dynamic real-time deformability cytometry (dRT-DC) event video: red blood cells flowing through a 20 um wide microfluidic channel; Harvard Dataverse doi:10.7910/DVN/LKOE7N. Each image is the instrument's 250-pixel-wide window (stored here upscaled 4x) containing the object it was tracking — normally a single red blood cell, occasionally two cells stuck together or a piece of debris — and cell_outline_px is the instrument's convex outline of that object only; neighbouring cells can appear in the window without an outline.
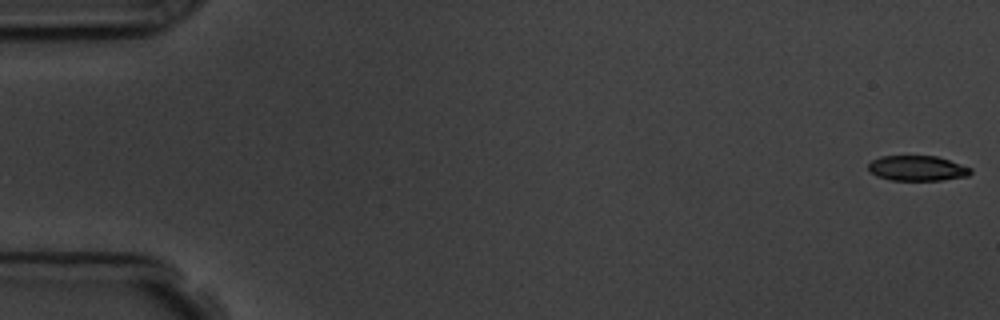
{"species": "common noctule bat (a hibernating species)", "species_latin": "Nyctalus noctula", "temperature_condition": "room temperature", "stored_images_in_passage": 57, "camera_frame_rate_fps": 3000, "um_per_image_px": 0.085, "animal": {"sex": "male", "body_mass_g": 19.5, "forearm_length_mm": 54.6}, "frame": {"image": 1, "passage_image": 1, "time_ms": 0.0, "image_size_px": [1000, 320], "cell_outline_px": [[972, 172], [968, 176], [940, 180], [892, 180], [876, 176], [868, 168], [868, 164], [872, 160], [880, 156], [936, 156], [972, 168]], "centroid_in_image_um": [77.96, 14.3], "position_along_channel_um": 7.0, "area_um2": 14.91}}
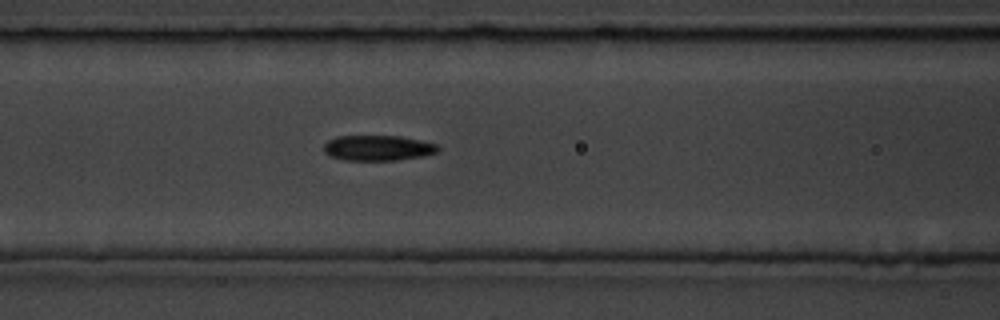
{"frame": {"image": 2, "passage_image": 24, "time_ms": 7.667, "image_size_px": [1000, 320], "cell_outline_px": [[440, 148], [436, 152], [424, 156], [396, 160], [344, 160], [332, 156], [324, 152], [324, 144], [328, 140], [336, 136], [400, 136], [420, 140], [436, 144]], "centroid_in_image_um": [32.12, 12.57], "position_along_channel_um": 134.5, "area_um2": 16.82}}
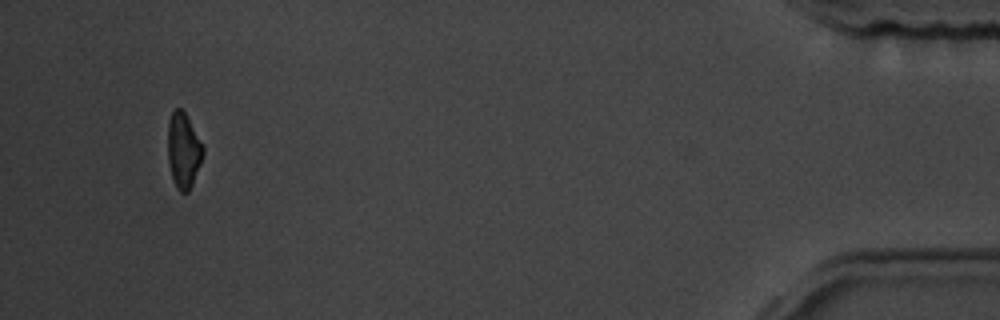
{"frame": {"image": 3, "passage_image": 54, "time_ms": 17.667, "image_size_px": [1000, 320], "cell_outline_px": [[204, 152], [200, 164], [192, 184], [188, 192], [180, 192], [176, 188], [172, 176], [168, 160], [168, 120], [172, 112], [176, 108], [180, 108], [184, 112], [204, 148]], "centroid_in_image_um": [15.58, 12.8], "position_along_channel_um": 419.6, "area_um2": 15.14}}